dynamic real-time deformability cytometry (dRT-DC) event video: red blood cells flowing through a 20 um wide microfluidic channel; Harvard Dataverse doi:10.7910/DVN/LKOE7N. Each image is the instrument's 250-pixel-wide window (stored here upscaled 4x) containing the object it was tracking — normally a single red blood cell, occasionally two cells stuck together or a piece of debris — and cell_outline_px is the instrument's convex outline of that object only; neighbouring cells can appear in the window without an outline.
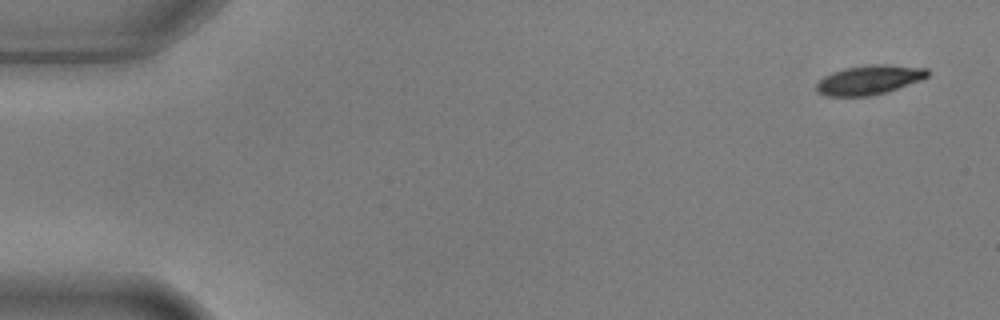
{"species": "common noctule bat (a hibernating species)", "species_latin": "Nyctalus noctula", "temperature_condition": "warm", "stored_images_in_passage": 4, "camera_frame_rate_fps": 3000, "um_per_image_px": 0.085, "animal": {"sex": "male", "body_mass_g": 17.9, "forearm_length_mm": 54.2}, "frame": {"image": 1, "passage_image": 1, "time_ms": 0.0, "image_size_px": [1000, 320], "cell_outline_px": [[928, 76], [920, 80], [888, 92], [872, 96], [824, 96], [816, 92], [816, 84], [824, 76], [832, 72], [844, 68], [872, 64], [884, 64], [928, 68]], "centroid_in_image_um": [73.86, 6.8], "position_along_channel_um": 11.1, "area_um2": 19.13}}
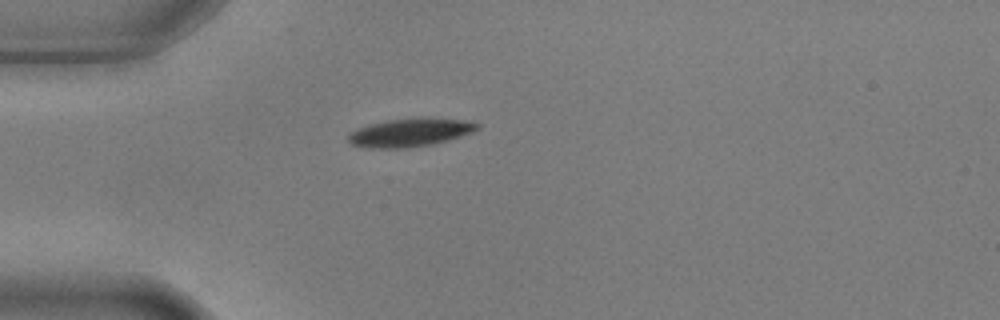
{"frame": {"image": 2, "passage_image": 4, "time_ms": 1.0, "image_size_px": [1000, 320], "cell_outline_px": [[480, 128], [472, 132], [448, 140], [432, 144], [404, 148], [372, 148], [352, 144], [348, 140], [348, 136], [356, 128], [368, 124], [388, 120], [424, 116], [464, 120], [480, 124]], "centroid_in_image_um": [34.88, 11.24], "position_along_channel_um": 50.1, "area_um2": 21.39}}